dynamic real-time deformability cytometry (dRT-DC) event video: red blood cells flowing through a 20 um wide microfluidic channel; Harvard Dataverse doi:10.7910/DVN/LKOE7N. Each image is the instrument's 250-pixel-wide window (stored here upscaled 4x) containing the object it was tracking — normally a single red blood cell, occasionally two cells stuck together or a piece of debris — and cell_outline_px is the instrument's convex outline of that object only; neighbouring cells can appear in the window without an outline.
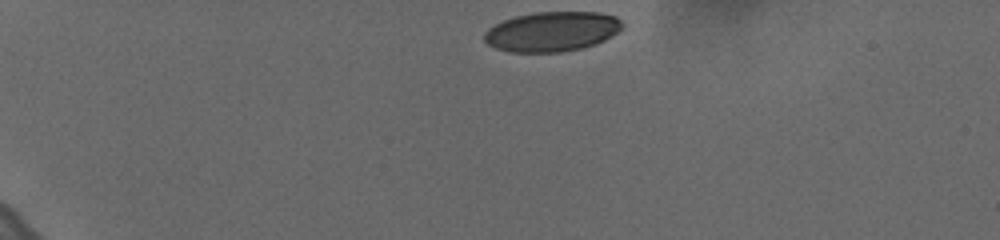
{"species": "human", "species_latin": "Homo sapiens", "temperature_condition": "cold", "stored_images_in_passage": 38, "camera_frame_rate_fps": 3000, "um_per_image_px": 0.085, "donor": {"sex": "female"}, "frame": {"image": 1, "passage_image": 1, "time_ms": 0.0, "image_size_px": [1000, 240], "cell_outline_px": [[624, 24], [616, 32], [604, 40], [596, 44], [584, 48], [560, 52], [508, 52], [496, 48], [488, 44], [484, 40], [484, 32], [488, 28], [504, 20], [516, 16], [536, 12], [596, 12], [616, 16]], "centroid_in_image_um": [46.9, 2.69], "position_along_channel_um": 38.1, "area_um2": 31.96}}
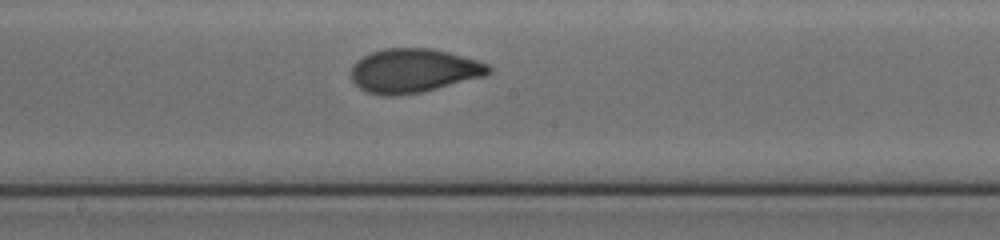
{"frame": {"image": 2, "passage_image": 22, "time_ms": 7.0, "image_size_px": [1000, 240], "cell_outline_px": [[492, 72], [484, 76], [420, 92], [392, 96], [384, 96], [368, 92], [360, 88], [352, 80], [352, 64], [356, 60], [372, 52], [384, 48], [432, 48], [448, 52], [476, 60], [488, 64], [492, 68]], "centroid_in_image_um": [35.14, 6.0], "position_along_channel_um": 213.1, "area_um2": 34.97}}
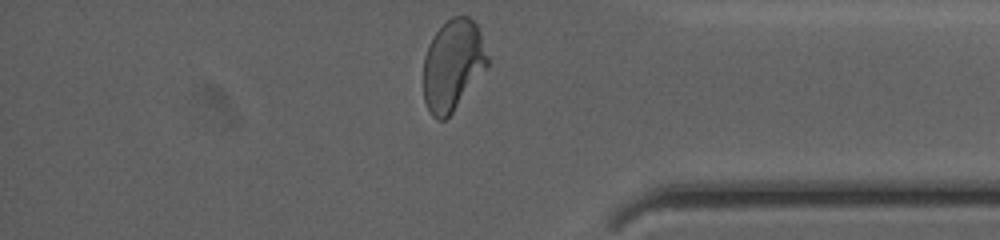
{"frame": {"image": 3, "passage_image": 38, "time_ms": 12.333, "image_size_px": [1000, 240], "cell_outline_px": [[488, 68], [452, 112], [444, 120], [436, 120], [428, 112], [424, 100], [424, 56], [428, 44], [432, 36], [452, 16], [468, 16], [476, 24], [480, 32], [488, 56]], "centroid_in_image_um": [38.49, 5.55], "position_along_channel_um": 396.7, "area_um2": 34.1}, "authors_computed_cell_mechanics": {"area_um2": 34.3332, "velocity_mm_per_s": 3.6273, "shape_relaxation_time_tau1_ms": 4.0821, "shape_relaxation_time_tau2_ms": 1.0235, "deformation_change_tau1": 0.1633, "deformation_change_tau2": 0.0603}}